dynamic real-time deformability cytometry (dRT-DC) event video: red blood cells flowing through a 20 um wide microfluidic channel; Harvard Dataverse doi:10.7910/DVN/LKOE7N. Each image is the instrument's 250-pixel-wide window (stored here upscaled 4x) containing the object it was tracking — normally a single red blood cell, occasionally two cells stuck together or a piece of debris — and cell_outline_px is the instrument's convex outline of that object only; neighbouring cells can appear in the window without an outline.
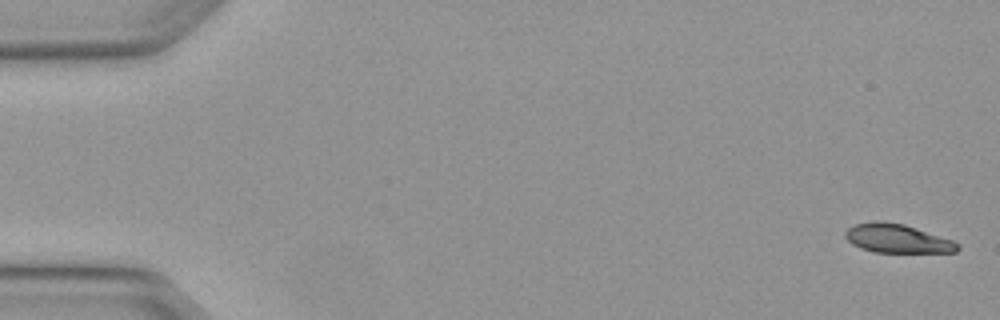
{"species": "Egyptian fruit bat (a non-hibernating species)", "species_latin": "Rousettus aegyptiacus", "temperature_condition": "warm", "stored_images_in_passage": 5, "camera_frame_rate_fps": 3000, "um_per_image_px": 0.085, "animal": {"sex": "female"}, "frame": {"image": 1, "passage_image": 1, "time_ms": 0.0, "image_size_px": [1000, 320], "cell_outline_px": [[960, 248], [956, 252], [872, 252], [860, 248], [852, 244], [844, 236], [844, 232], [848, 228], [856, 224], [876, 220], [880, 220], [904, 224], [952, 240], [960, 244]], "centroid_in_image_um": [76.24, 20.27], "position_along_channel_um": 8.8, "area_um2": 18.84}}
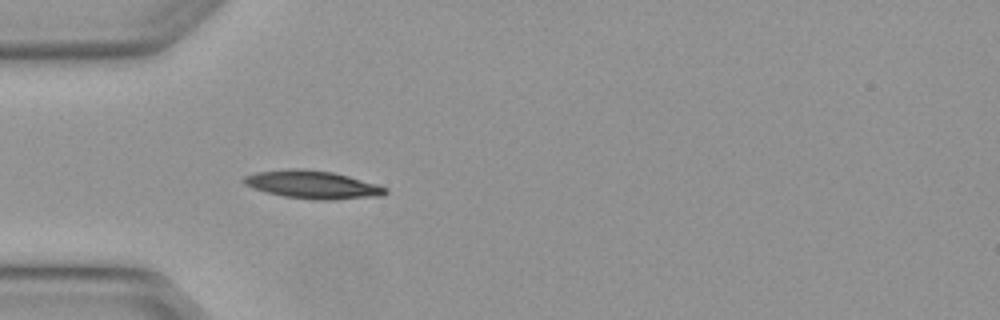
{"frame": {"image": 2, "passage_image": 5, "time_ms": 1.333, "image_size_px": [1000, 320], "cell_outline_px": [[388, 192], [384, 196], [332, 200], [312, 200], [284, 196], [268, 192], [244, 184], [244, 176], [256, 172], [288, 168], [300, 168], [332, 172], [348, 176], [376, 184], [388, 188]], "centroid_in_image_um": [26.62, 15.7], "position_along_channel_um": 58.4, "area_um2": 23.06}}